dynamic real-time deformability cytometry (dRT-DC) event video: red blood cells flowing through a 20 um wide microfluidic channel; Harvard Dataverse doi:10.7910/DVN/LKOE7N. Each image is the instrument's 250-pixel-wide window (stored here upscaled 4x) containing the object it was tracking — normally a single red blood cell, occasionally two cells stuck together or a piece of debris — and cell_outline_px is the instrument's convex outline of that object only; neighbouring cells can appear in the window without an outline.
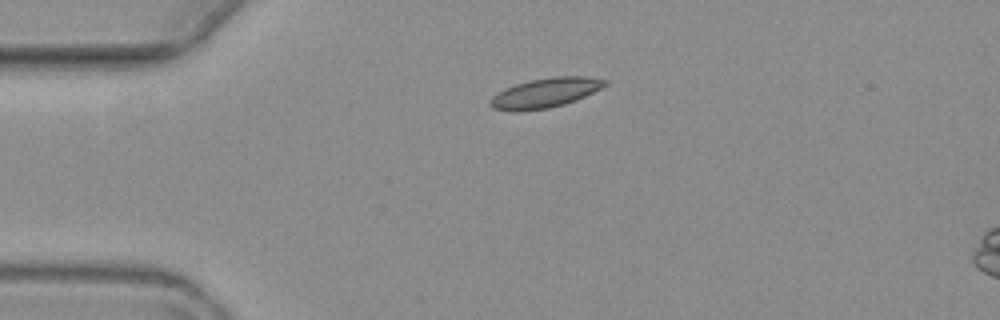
{"species": "common noctule bat (a hibernating species)", "species_latin": "Nyctalus noctula", "temperature_condition": "warm", "stored_images_in_passage": 3, "camera_frame_rate_fps": 3000, "um_per_image_px": 0.085, "animal": {"sex": "female", "body_mass_g": 19.3, "forearm_length_mm": 54.1}, "frame": {"image": 1, "passage_image": 1, "time_ms": 0.0, "image_size_px": [1000, 320], "cell_outline_px": [[608, 84], [584, 96], [564, 104], [548, 108], [492, 108], [488, 104], [488, 100], [496, 92], [504, 88], [528, 80], [552, 76], [584, 76], [608, 80]], "centroid_in_image_um": [46.37, 7.83], "position_along_channel_um": 38.6, "area_um2": 19.13}}